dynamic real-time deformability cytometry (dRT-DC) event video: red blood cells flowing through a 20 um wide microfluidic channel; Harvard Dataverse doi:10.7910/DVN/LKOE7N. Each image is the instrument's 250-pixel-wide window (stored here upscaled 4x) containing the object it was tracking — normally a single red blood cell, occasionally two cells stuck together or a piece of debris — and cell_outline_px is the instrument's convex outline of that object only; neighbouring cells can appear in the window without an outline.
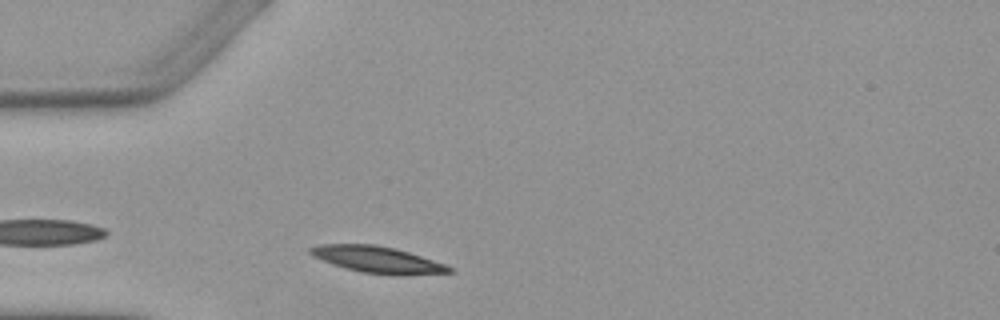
{"species": "Egyptian fruit bat (a non-hibernating species)", "species_latin": "Rousettus aegyptiacus", "temperature_condition": "warm", "stored_images_in_passage": 2, "camera_frame_rate_fps": 3000, "um_per_image_px": 0.085, "animal": {"sex": "female"}, "frame": {"image": 1, "passage_image": 2, "time_ms": 1.333, "image_size_px": [1000, 320], "cell_outline_px": [[456, 272], [400, 276], [392, 276], [360, 272], [332, 264], [312, 256], [308, 252], [308, 248], [320, 244], [376, 244], [408, 252], [444, 264], [452, 268]], "centroid_in_image_um": [32.07, 22.08], "position_along_channel_um": 52.9, "area_um2": 21.62}}